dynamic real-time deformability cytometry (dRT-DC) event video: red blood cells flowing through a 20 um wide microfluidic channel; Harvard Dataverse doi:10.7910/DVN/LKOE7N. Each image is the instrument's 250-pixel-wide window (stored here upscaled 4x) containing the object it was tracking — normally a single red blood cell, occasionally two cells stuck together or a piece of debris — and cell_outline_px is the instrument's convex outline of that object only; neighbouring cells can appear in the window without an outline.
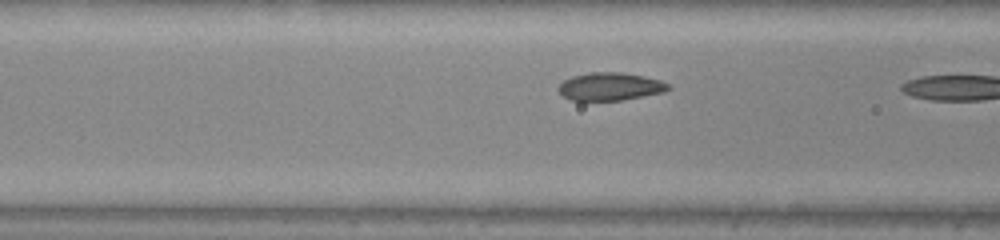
{"species": "common noctule bat (a hibernating species)", "species_latin": "Nyctalus noctula", "temperature_condition": "warm", "stored_images_in_passage": 9, "camera_frame_rate_fps": 3000, "um_per_image_px": 0.085, "animal": {"sex": "male", "body_mass_g": 20.0, "forearm_length_mm": 53.3}, "frame": {"image": 1, "passage_image": 8, "time_ms": 2.333, "image_size_px": [1000, 240], "cell_outline_px": [[672, 88], [664, 92], [620, 100], [572, 100], [564, 96], [556, 88], [564, 80], [572, 76], [592, 72], [620, 72], [644, 76], [660, 80], [668, 84]], "centroid_in_image_um": [51.86, 7.34], "position_along_channel_um": 114.7, "area_um2": 17.69}}